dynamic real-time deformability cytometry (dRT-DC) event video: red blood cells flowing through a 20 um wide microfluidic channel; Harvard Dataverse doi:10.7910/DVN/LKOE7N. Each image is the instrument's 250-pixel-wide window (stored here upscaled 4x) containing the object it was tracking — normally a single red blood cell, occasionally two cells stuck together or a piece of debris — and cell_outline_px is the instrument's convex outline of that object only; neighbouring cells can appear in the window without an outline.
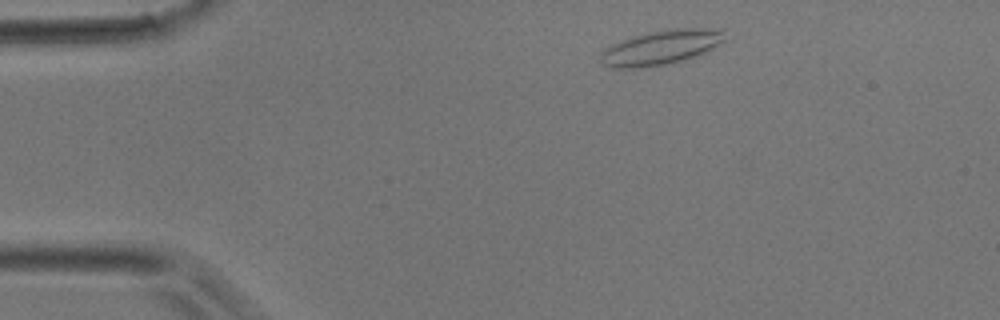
{"species": "common noctule bat (a hibernating species)", "species_latin": "Nyctalus noctula", "temperature_condition": "room temperature", "stored_images_in_passage": 3, "camera_frame_rate_fps": 3000, "um_per_image_px": 0.085, "animal": {"sex": "male", "body_mass_g": 17.9}, "frame": {"image": 1, "passage_image": 1, "time_ms": 0.0, "image_size_px": [1000, 320], "cell_outline_px": [[728, 40], [696, 56], [664, 64], [640, 68], [612, 68], [604, 64], [600, 60], [600, 52], [612, 44], [632, 36], [672, 28], [720, 28]], "centroid_in_image_um": [56.2, 4.02], "position_along_channel_um": 28.8, "area_um2": 24.91}}